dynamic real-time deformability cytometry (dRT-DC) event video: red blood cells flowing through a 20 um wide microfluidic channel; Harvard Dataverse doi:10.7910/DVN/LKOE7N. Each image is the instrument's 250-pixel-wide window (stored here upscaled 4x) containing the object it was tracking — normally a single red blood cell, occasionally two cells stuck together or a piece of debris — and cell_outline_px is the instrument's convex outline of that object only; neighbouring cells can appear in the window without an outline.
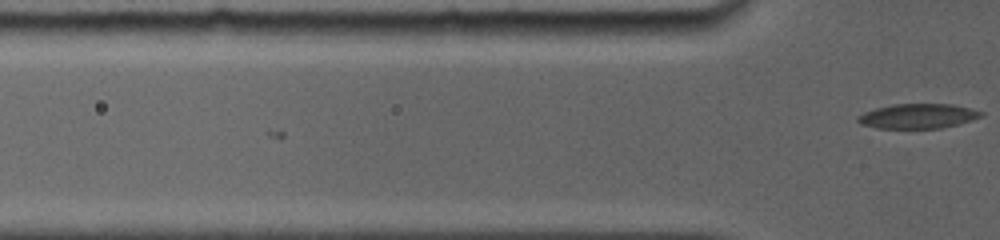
{"species": "common noctule bat (a hibernating species)", "species_latin": "Nyctalus noctula", "temperature_condition": "room temperature", "stored_images_in_passage": 2, "camera_frame_rate_fps": 5000, "um_per_image_px": 0.085, "animal": {"sex": "female", "body_mass_g": 19.0, "forearm_length_mm": 56.7}, "frame": {"image": 1, "passage_image": 2, "time_ms": 0.6, "image_size_px": [1000, 240], "cell_outline_px": [[984, 112], [980, 116], [972, 120], [960, 124], [940, 128], [876, 128], [860, 124], [856, 120], [856, 116], [864, 112], [876, 108], [892, 104], [952, 104], [972, 108]], "centroid_in_image_um": [78.0, 9.87], "position_along_channel_um": 47.8, "area_um2": 17.86}}